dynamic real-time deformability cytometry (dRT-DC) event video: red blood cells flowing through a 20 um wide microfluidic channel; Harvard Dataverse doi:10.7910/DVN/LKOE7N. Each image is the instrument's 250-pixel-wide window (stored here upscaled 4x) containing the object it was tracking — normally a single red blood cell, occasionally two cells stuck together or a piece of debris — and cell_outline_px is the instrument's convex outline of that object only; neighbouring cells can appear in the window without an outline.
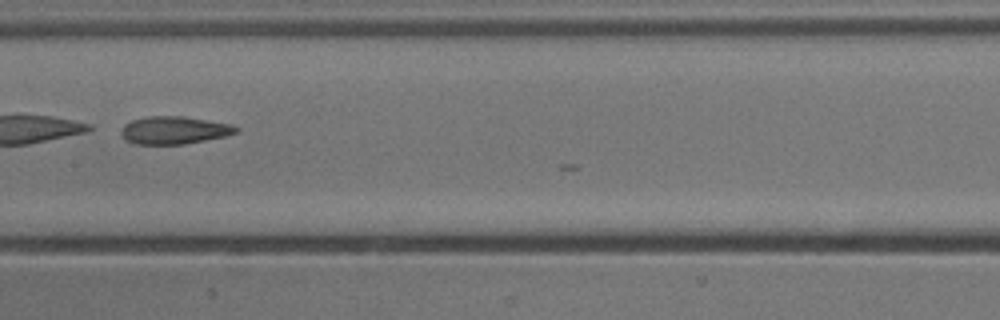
{"species": "common noctule bat (a hibernating species)", "species_latin": "Nyctalus noctula", "temperature_condition": "cold", "stored_images_in_passage": 12, "camera_frame_rate_fps": 3000, "um_per_image_px": 0.085, "animal": {"sex": "male", "body_mass_g": 13.3}, "frame": {"image": 1, "passage_image": 10, "time_ms": 3.0, "image_size_px": [1000, 320], "cell_outline_px": [[240, 128], [236, 132], [224, 136], [184, 144], [132, 144], [124, 140], [120, 132], [124, 124], [132, 120], [144, 116], [184, 116], [232, 124]], "centroid_in_image_um": [14.76, 11.06], "position_along_channel_um": 192.6, "area_um2": 18.67}}